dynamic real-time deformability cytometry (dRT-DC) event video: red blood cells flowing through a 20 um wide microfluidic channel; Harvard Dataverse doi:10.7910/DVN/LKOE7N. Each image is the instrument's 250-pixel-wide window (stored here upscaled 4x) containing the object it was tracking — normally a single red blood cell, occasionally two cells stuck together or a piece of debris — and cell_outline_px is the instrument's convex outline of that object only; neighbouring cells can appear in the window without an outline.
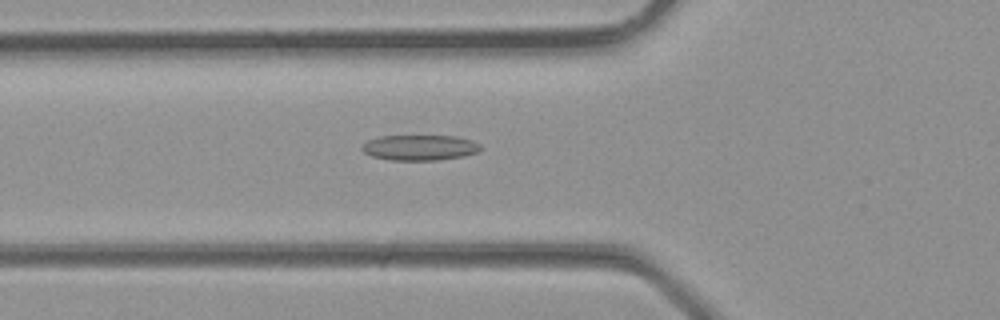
{"species": "common noctule bat (a hibernating species)", "species_latin": "Nyctalus noctula", "temperature_condition": "room temperature", "stored_images_in_passage": 21, "camera_frame_rate_fps": 3000, "um_per_image_px": 0.085, "animal": {"sex": "male", "body_mass_g": 23.1, "forearm_length_mm": 52.7}, "frame": {"image": 1, "passage_image": 3, "time_ms": 0.667, "image_size_px": [1000, 320], "cell_outline_px": [[480, 148], [476, 152], [464, 156], [436, 160], [392, 160], [372, 156], [364, 152], [360, 148], [360, 144], [368, 140], [380, 136], [456, 136], [472, 140], [480, 144]], "centroid_in_image_um": [35.64, 12.54], "position_along_channel_um": 90.2, "area_um2": 17.57}}
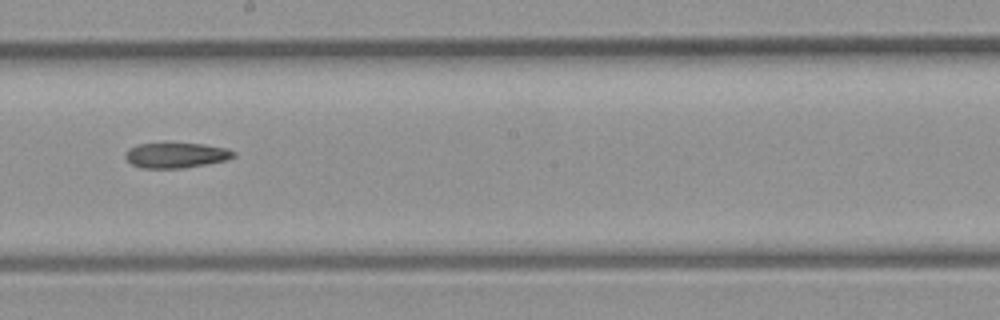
{"frame": {"image": 2, "passage_image": 10, "time_ms": 3.0, "image_size_px": [1000, 320], "cell_outline_px": [[236, 156], [224, 160], [204, 164], [180, 168], [140, 168], [132, 164], [124, 156], [124, 152], [128, 148], [136, 144], [204, 144], [228, 148], [236, 152]], "centroid_in_image_um": [14.94, 13.19], "position_along_channel_um": 233.3, "area_um2": 15.78}}
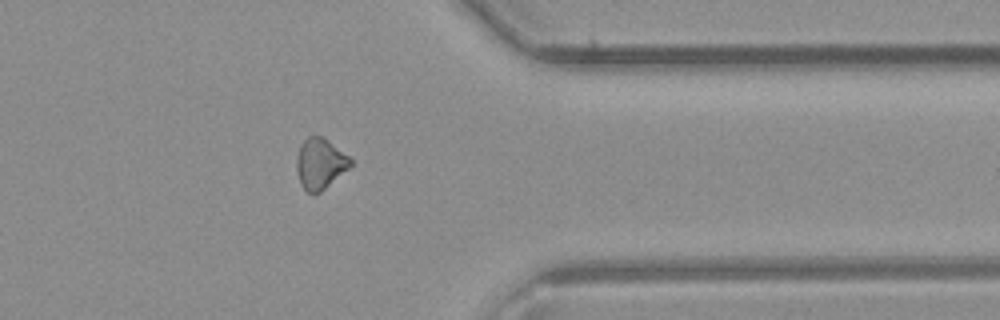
{"frame": {"image": 3, "passage_image": 18, "time_ms": 5.667, "image_size_px": [1000, 320], "cell_outline_px": [[352, 164], [348, 168], [320, 192], [312, 196], [300, 184], [296, 168], [296, 156], [300, 144], [308, 136], [320, 136], [328, 140], [348, 156], [352, 160]], "centroid_in_image_um": [27.17, 13.91], "position_along_channel_um": 384.2, "area_um2": 15.84}}